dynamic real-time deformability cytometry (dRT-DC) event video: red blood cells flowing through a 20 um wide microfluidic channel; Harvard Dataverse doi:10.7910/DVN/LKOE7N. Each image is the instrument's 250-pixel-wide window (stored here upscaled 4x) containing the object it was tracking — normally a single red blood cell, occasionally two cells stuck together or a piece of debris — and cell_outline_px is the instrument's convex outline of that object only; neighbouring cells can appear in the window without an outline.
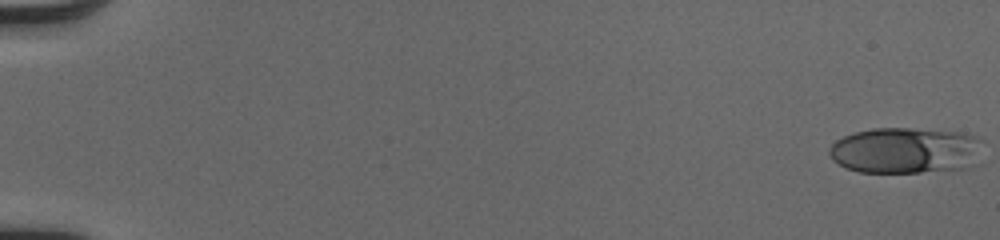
{"species": "human", "species_latin": "Homo sapiens", "temperature_condition": "cold", "stored_images_in_passage": 52, "camera_frame_rate_fps": 3000, "um_per_image_px": 0.085, "donor": {"sex": "male"}, "frame": {"image": 1, "passage_image": 1, "time_ms": 0.0, "image_size_px": [1000, 240], "cell_outline_px": [[984, 140], [968, 168], [920, 172], [860, 172], [848, 168], [832, 160], [828, 152], [828, 148], [836, 140], [844, 136], [856, 132], [872, 128], [908, 128], [956, 132], [976, 136]], "centroid_in_image_um": [76.91, 12.78], "position_along_channel_um": 8.1, "area_um2": 40.86}}
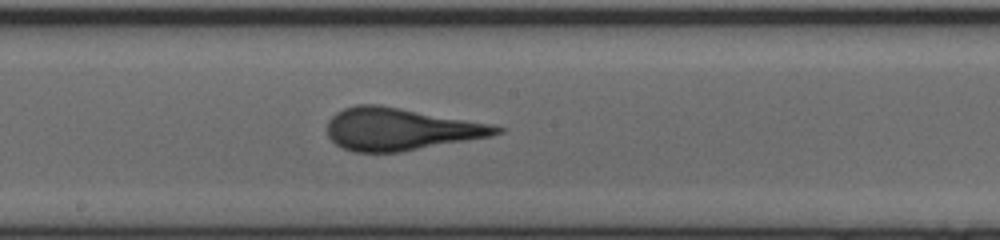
{"frame": {"image": 2, "passage_image": 30, "time_ms": 9.667, "image_size_px": [1000, 240], "cell_outline_px": [[504, 132], [492, 136], [400, 152], [356, 152], [344, 148], [336, 144], [328, 136], [328, 120], [336, 112], [344, 108], [356, 104], [380, 104], [492, 124], [504, 128]], "centroid_in_image_um": [34.05, 10.97], "position_along_channel_um": 214.2, "area_um2": 41.73}}
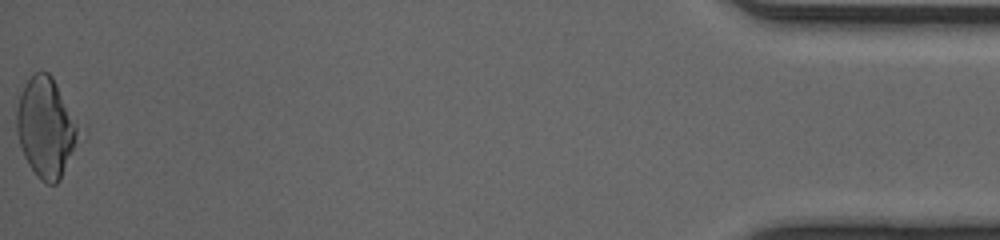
{"frame": {"image": 3, "passage_image": 52, "time_ms": 17.0, "image_size_px": [1000, 240], "cell_outline_px": [[88, 132], [60, 180], [56, 184], [48, 184], [40, 180], [36, 176], [28, 164], [24, 156], [16, 132], [16, 108], [24, 84], [36, 72], [48, 72], [52, 76], [88, 124]], "centroid_in_image_um": [4.11, 10.84], "position_along_channel_um": 431.1, "area_um2": 39.19}, "authors_computed_cell_mechanics": {"area_um2": 40.0843, "velocity_mm_per_s": 4.1353, "shape_relaxation_time_tau1_ms": 3.7628, "shape_relaxation_time_tau2_ms": null, "deformation_change_tau1": 0.1731, "deformation_change_tau2": null}}